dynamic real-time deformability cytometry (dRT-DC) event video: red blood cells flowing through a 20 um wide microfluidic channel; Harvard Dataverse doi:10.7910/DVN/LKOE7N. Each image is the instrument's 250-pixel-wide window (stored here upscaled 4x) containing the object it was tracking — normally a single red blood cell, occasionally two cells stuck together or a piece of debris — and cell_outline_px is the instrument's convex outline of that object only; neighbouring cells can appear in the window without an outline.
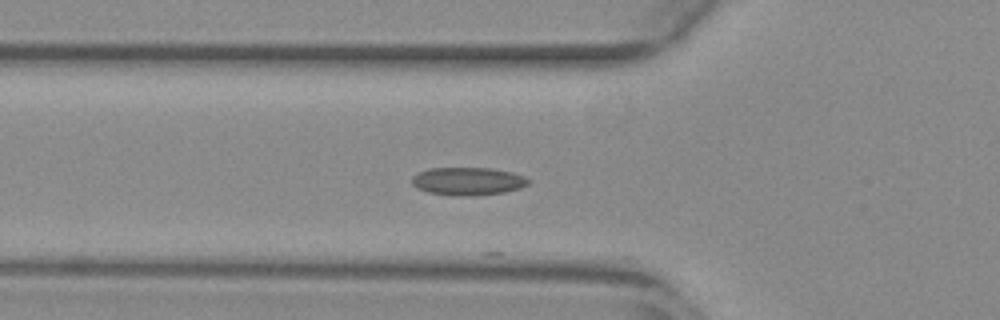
{"species": "common noctule bat (a hibernating species)", "species_latin": "Nyctalus noctula", "temperature_condition": "warm", "stored_images_in_passage": 20, "camera_frame_rate_fps": 3000, "um_per_image_px": 0.085, "animal": {"sex": "female", "body_mass_g": 29.2, "forearm_length_mm": 56.3}, "frame": {"image": 1, "passage_image": 18, "time_ms": 5.667, "image_size_px": [1000, 320], "cell_outline_px": [[528, 184], [520, 188], [504, 192], [476, 196], [456, 196], [428, 192], [416, 188], [412, 184], [412, 176], [416, 172], [428, 168], [492, 168], [512, 172], [524, 176], [528, 180]], "centroid_in_image_um": [39.73, 15.4], "position_along_channel_um": 86.1, "area_um2": 19.13}}